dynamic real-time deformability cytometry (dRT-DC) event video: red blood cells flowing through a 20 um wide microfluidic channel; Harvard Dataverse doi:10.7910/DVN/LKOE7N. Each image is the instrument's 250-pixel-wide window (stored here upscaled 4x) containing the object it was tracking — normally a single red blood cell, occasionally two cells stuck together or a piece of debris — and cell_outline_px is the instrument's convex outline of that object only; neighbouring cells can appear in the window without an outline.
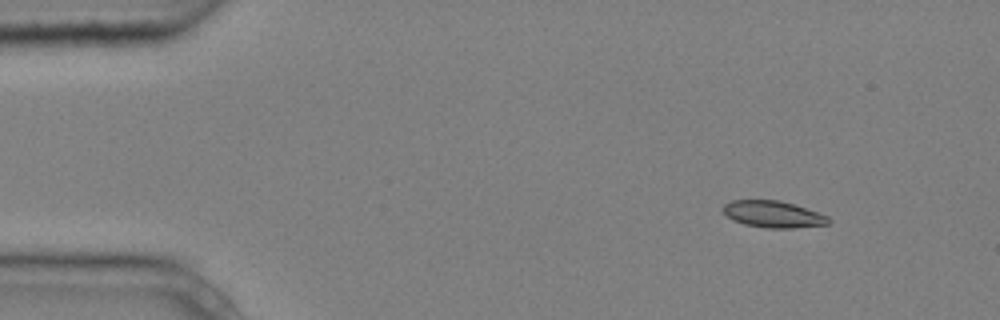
{"species": "common noctule bat (a hibernating species)", "species_latin": "Nyctalus noctula", "temperature_condition": "cold", "stored_images_in_passage": 4, "camera_frame_rate_fps": 3000, "um_per_image_px": 0.085, "animal": {"sex": "male", "body_mass_g": 20.4}, "frame": {"image": 1, "passage_image": 1, "time_ms": 0.0, "image_size_px": [1000, 320], "cell_outline_px": [[832, 220], [828, 224], [792, 228], [764, 228], [744, 224], [732, 220], [720, 208], [724, 204], [732, 200], [780, 200], [828, 216]], "centroid_in_image_um": [65.68, 18.21], "position_along_channel_um": 19.3, "area_um2": 16.36}}
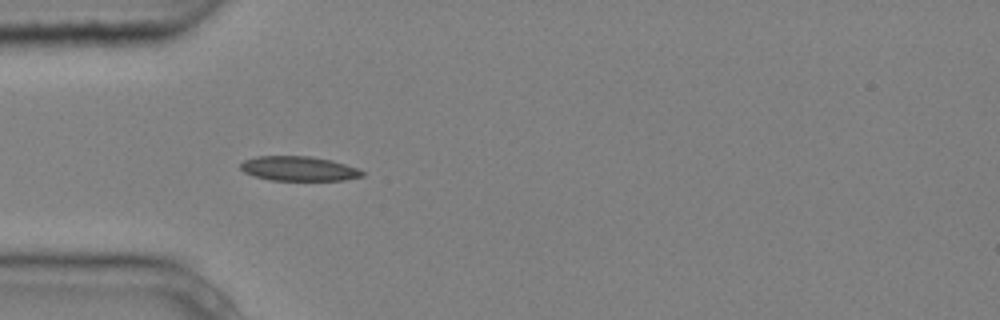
{"frame": {"image": 2, "passage_image": 3, "time_ms": 0.667, "image_size_px": [1000, 320], "cell_outline_px": [[364, 176], [344, 180], [268, 180], [252, 176], [244, 172], [240, 168], [240, 164], [244, 160], [256, 156], [312, 156], [332, 160], [356, 168], [364, 172]], "centroid_in_image_um": [25.36, 14.33], "position_along_channel_um": 59.6, "area_um2": 17.51}}
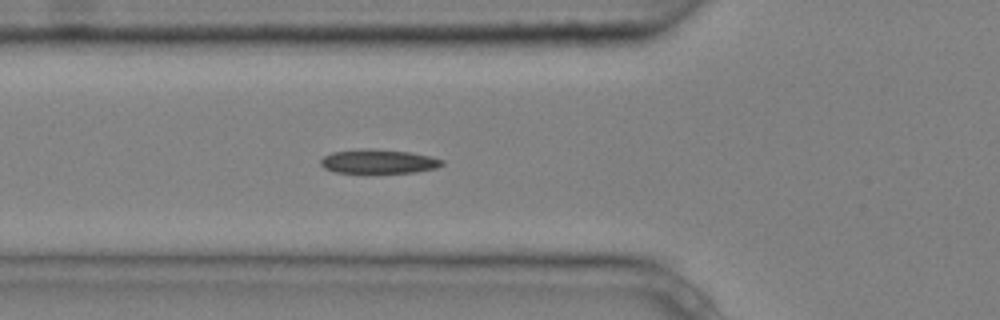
{"frame": {"image": 3, "passage_image": 4, "time_ms": 1.0, "image_size_px": [1000, 320], "cell_outline_px": [[444, 164], [436, 168], [416, 172], [336, 172], [324, 168], [320, 164], [320, 160], [324, 156], [332, 152], [408, 152], [432, 156], [444, 160]], "centroid_in_image_um": [32.25, 13.78], "position_along_channel_um": 93.6, "area_um2": 15.78}}